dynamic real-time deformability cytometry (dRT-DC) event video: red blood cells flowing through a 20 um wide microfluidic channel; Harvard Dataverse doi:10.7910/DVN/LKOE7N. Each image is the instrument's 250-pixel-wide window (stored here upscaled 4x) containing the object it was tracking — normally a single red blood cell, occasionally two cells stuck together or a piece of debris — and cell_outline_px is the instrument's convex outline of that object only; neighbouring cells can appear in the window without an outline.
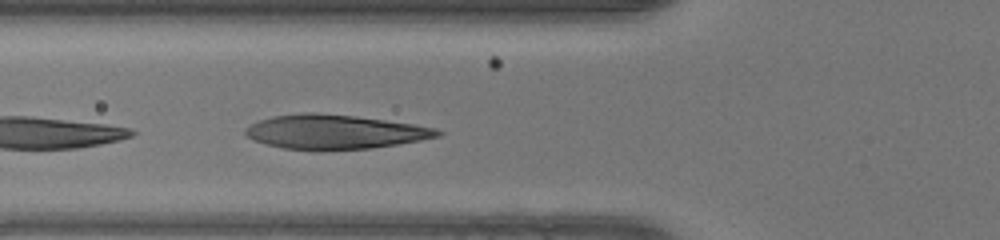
{"species": "human", "species_latin": "Homo sapiens", "temperature_condition": "warm", "stored_images_in_passage": 37, "camera_frame_rate_fps": 3000, "um_per_image_px": 0.085, "donor": {"sex": "female"}, "frame": {"image": 1, "passage_image": 6, "time_ms": 1.667, "image_size_px": [1000, 240], "cell_outline_px": [[444, 132], [440, 136], [420, 140], [372, 148], [320, 152], [284, 148], [252, 140], [244, 132], [244, 128], [260, 120], [272, 116], [304, 112], [312, 112], [356, 116], [412, 124], [436, 128]], "centroid_in_image_um": [28.43, 11.23], "position_along_channel_um": 97.4, "area_um2": 38.73}, "authors_computed_cell_mechanics": {"area_um2": 29.8248, "velocity_mm_per_s": 4.1785, "shape_relaxation_time_tau1_ms": 1.7669, "shape_relaxation_time_tau2_ms": 1.8248, "deformation_change_tau1": 0.1511, "deformation_change_tau2": 0.0881}}